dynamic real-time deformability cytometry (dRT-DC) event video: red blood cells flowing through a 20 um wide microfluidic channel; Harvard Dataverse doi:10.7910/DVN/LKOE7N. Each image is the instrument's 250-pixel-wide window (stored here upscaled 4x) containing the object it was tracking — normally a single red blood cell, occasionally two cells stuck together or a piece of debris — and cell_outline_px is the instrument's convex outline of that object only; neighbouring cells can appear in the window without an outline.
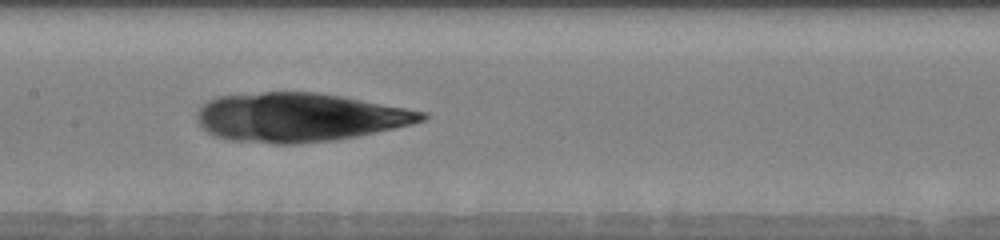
{"species": "human", "species_latin": "Homo sapiens", "temperature_condition": "warm", "stored_images_in_passage": 9, "camera_frame_rate_fps": 3000, "um_per_image_px": 0.085, "donor": {"sex": "male"}, "frame": {"image": 1, "passage_image": 6, "time_ms": 3.0, "image_size_px": [1000, 240], "cell_outline_px": [[428, 116], [424, 120], [412, 124], [356, 136], [332, 140], [300, 144], [276, 144], [228, 140], [212, 136], [196, 120], [196, 112], [200, 104], [208, 100], [220, 96], [264, 92], [316, 92], [344, 96], [424, 112]], "centroid_in_image_um": [25.36, 9.97], "position_along_channel_um": 182.0, "area_um2": 63.93}}
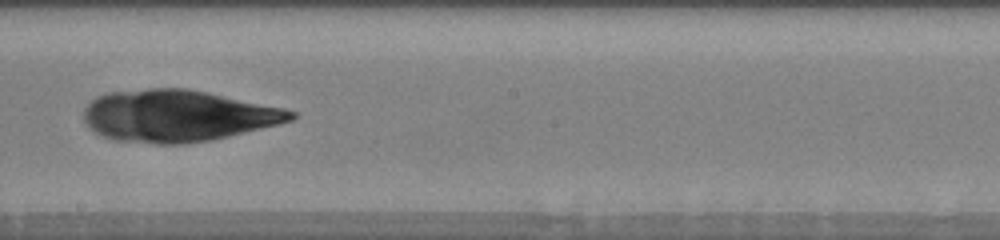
{"frame": {"image": 2, "passage_image": 8, "time_ms": 4.333, "image_size_px": [1000, 240], "cell_outline_px": [[296, 116], [292, 120], [280, 124], [212, 140], [180, 144], [156, 144], [116, 140], [104, 136], [88, 128], [84, 120], [84, 108], [96, 96], [108, 92], [148, 88], [188, 88], [208, 92], [284, 108], [296, 112]], "centroid_in_image_um": [15.09, 9.84], "position_along_channel_um": 233.1, "area_um2": 62.6}}